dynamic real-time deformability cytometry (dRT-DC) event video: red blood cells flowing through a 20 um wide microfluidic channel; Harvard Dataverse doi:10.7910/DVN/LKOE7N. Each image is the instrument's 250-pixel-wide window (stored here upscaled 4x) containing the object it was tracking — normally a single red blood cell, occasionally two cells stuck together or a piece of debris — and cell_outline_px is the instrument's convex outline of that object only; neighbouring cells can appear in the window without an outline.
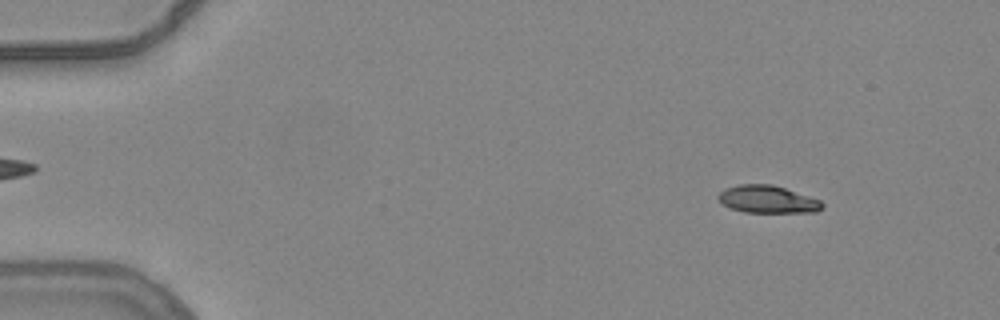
{"species": "common noctule bat (a hibernating species)", "species_latin": "Nyctalus noctula", "temperature_condition": "warm", "stored_images_in_passage": 9, "camera_frame_rate_fps": 3000, "um_per_image_px": 0.085, "animal": {"sex": "female", "body_mass_g": 24.6, "forearm_length_mm": 56.2}, "frame": {"image": 1, "passage_image": 6, "time_ms": 1.667, "image_size_px": [1000, 320], "cell_outline_px": [[824, 208], [816, 212], [744, 212], [728, 208], [720, 204], [716, 196], [724, 188], [740, 184], [772, 184], [820, 200], [824, 204]], "centroid_in_image_um": [65.19, 16.95], "position_along_channel_um": 19.8, "area_um2": 16.82}}